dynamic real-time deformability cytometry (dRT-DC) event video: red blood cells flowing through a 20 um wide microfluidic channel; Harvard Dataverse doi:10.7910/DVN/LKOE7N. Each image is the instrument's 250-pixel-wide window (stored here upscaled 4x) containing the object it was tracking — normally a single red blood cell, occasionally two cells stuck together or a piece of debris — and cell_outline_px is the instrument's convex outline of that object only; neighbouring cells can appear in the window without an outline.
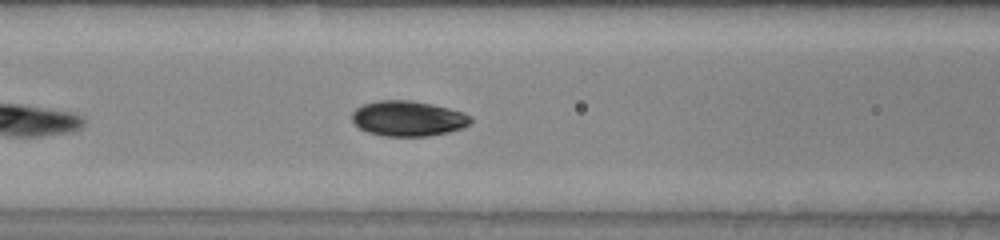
{"species": "common noctule bat (a hibernating species)", "species_latin": "Nyctalus noctula", "temperature_condition": "warm", "stored_images_in_passage": 19, "camera_frame_rate_fps": 3000, "um_per_image_px": 0.085, "animal": {"sex": "male", "body_mass_g": 20.0, "forearm_length_mm": 53.3}, "frame": {"image": 1, "passage_image": 9, "time_ms": 2.667, "image_size_px": [1000, 240], "cell_outline_px": [[472, 120], [464, 128], [448, 132], [428, 136], [384, 136], [368, 132], [360, 128], [352, 120], [352, 112], [356, 108], [364, 104], [376, 100], [412, 100], [432, 104], [464, 112], [472, 116]], "centroid_in_image_um": [34.7, 10.07], "position_along_channel_um": 131.9, "area_um2": 24.51}}
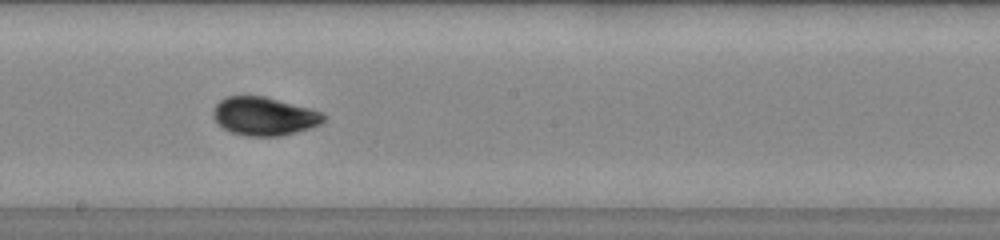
{"frame": {"image": 2, "passage_image": 16, "time_ms": 5.0, "image_size_px": [1000, 240], "cell_outline_px": [[324, 120], [320, 124], [296, 132], [280, 136], [244, 136], [232, 132], [224, 128], [212, 116], [212, 112], [216, 104], [220, 100], [228, 96], [264, 96], [308, 108], [320, 112], [324, 116]], "centroid_in_image_um": [22.42, 9.88], "position_along_channel_um": 225.8, "area_um2": 24.33}}